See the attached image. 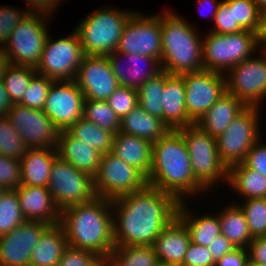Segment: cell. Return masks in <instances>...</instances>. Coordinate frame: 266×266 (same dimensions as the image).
I'll return each instance as SVG.
<instances>
[{
	"mask_svg": "<svg viewBox=\"0 0 266 266\" xmlns=\"http://www.w3.org/2000/svg\"><path fill=\"white\" fill-rule=\"evenodd\" d=\"M260 56L244 59L225 75L226 92L241 100L246 106L259 107L266 98V50ZM264 98V99H263Z\"/></svg>",
	"mask_w": 266,
	"mask_h": 266,
	"instance_id": "cell-12",
	"label": "cell"
},
{
	"mask_svg": "<svg viewBox=\"0 0 266 266\" xmlns=\"http://www.w3.org/2000/svg\"><path fill=\"white\" fill-rule=\"evenodd\" d=\"M246 107L241 100L226 92L200 118L196 125L205 133L217 138L224 133L230 123Z\"/></svg>",
	"mask_w": 266,
	"mask_h": 266,
	"instance_id": "cell-26",
	"label": "cell"
},
{
	"mask_svg": "<svg viewBox=\"0 0 266 266\" xmlns=\"http://www.w3.org/2000/svg\"><path fill=\"white\" fill-rule=\"evenodd\" d=\"M166 81V72L161 71L153 78L147 79L138 88L139 106L150 115L163 120L162 92Z\"/></svg>",
	"mask_w": 266,
	"mask_h": 266,
	"instance_id": "cell-35",
	"label": "cell"
},
{
	"mask_svg": "<svg viewBox=\"0 0 266 266\" xmlns=\"http://www.w3.org/2000/svg\"><path fill=\"white\" fill-rule=\"evenodd\" d=\"M252 1L257 5L260 11L266 9V0H252Z\"/></svg>",
	"mask_w": 266,
	"mask_h": 266,
	"instance_id": "cell-58",
	"label": "cell"
},
{
	"mask_svg": "<svg viewBox=\"0 0 266 266\" xmlns=\"http://www.w3.org/2000/svg\"><path fill=\"white\" fill-rule=\"evenodd\" d=\"M60 224L68 246L96 253L105 260L114 246L112 200L95 196L91 201L61 210Z\"/></svg>",
	"mask_w": 266,
	"mask_h": 266,
	"instance_id": "cell-3",
	"label": "cell"
},
{
	"mask_svg": "<svg viewBox=\"0 0 266 266\" xmlns=\"http://www.w3.org/2000/svg\"><path fill=\"white\" fill-rule=\"evenodd\" d=\"M116 51L149 56L160 61L162 35L159 14L146 15L135 10L124 26Z\"/></svg>",
	"mask_w": 266,
	"mask_h": 266,
	"instance_id": "cell-14",
	"label": "cell"
},
{
	"mask_svg": "<svg viewBox=\"0 0 266 266\" xmlns=\"http://www.w3.org/2000/svg\"><path fill=\"white\" fill-rule=\"evenodd\" d=\"M178 206L172 195L149 185L112 200L114 246L152 245Z\"/></svg>",
	"mask_w": 266,
	"mask_h": 266,
	"instance_id": "cell-1",
	"label": "cell"
},
{
	"mask_svg": "<svg viewBox=\"0 0 266 266\" xmlns=\"http://www.w3.org/2000/svg\"><path fill=\"white\" fill-rule=\"evenodd\" d=\"M15 192L26 221H40L49 225L60 223L61 210L48 187L21 185Z\"/></svg>",
	"mask_w": 266,
	"mask_h": 266,
	"instance_id": "cell-21",
	"label": "cell"
},
{
	"mask_svg": "<svg viewBox=\"0 0 266 266\" xmlns=\"http://www.w3.org/2000/svg\"><path fill=\"white\" fill-rule=\"evenodd\" d=\"M249 263L266 264V238L255 237L248 246Z\"/></svg>",
	"mask_w": 266,
	"mask_h": 266,
	"instance_id": "cell-51",
	"label": "cell"
},
{
	"mask_svg": "<svg viewBox=\"0 0 266 266\" xmlns=\"http://www.w3.org/2000/svg\"><path fill=\"white\" fill-rule=\"evenodd\" d=\"M190 243L187 227L176 217L159 233L152 246L160 264L181 266Z\"/></svg>",
	"mask_w": 266,
	"mask_h": 266,
	"instance_id": "cell-22",
	"label": "cell"
},
{
	"mask_svg": "<svg viewBox=\"0 0 266 266\" xmlns=\"http://www.w3.org/2000/svg\"><path fill=\"white\" fill-rule=\"evenodd\" d=\"M175 11L160 12L162 35V71L169 74L196 72L204 69L202 38L190 22ZM188 21V22H187Z\"/></svg>",
	"mask_w": 266,
	"mask_h": 266,
	"instance_id": "cell-4",
	"label": "cell"
},
{
	"mask_svg": "<svg viewBox=\"0 0 266 266\" xmlns=\"http://www.w3.org/2000/svg\"><path fill=\"white\" fill-rule=\"evenodd\" d=\"M221 3V0L220 1H218V0H198V3L197 4H199V6L202 8V6L203 7H206L207 6V8L208 9H210V15H211V18L213 19V21H214V17H215V15H216V13H217V10H218V7H219V4ZM205 5V6H204ZM200 9V8H199ZM206 9V8H205ZM202 10V9H201ZM209 11V10H208Z\"/></svg>",
	"mask_w": 266,
	"mask_h": 266,
	"instance_id": "cell-56",
	"label": "cell"
},
{
	"mask_svg": "<svg viewBox=\"0 0 266 266\" xmlns=\"http://www.w3.org/2000/svg\"><path fill=\"white\" fill-rule=\"evenodd\" d=\"M85 96L74 80L54 81L49 88L43 112L60 130H68L83 117Z\"/></svg>",
	"mask_w": 266,
	"mask_h": 266,
	"instance_id": "cell-17",
	"label": "cell"
},
{
	"mask_svg": "<svg viewBox=\"0 0 266 266\" xmlns=\"http://www.w3.org/2000/svg\"><path fill=\"white\" fill-rule=\"evenodd\" d=\"M69 36L51 39L49 34L40 61L35 68L38 74L54 81L74 80L85 56L79 36L75 30Z\"/></svg>",
	"mask_w": 266,
	"mask_h": 266,
	"instance_id": "cell-10",
	"label": "cell"
},
{
	"mask_svg": "<svg viewBox=\"0 0 266 266\" xmlns=\"http://www.w3.org/2000/svg\"><path fill=\"white\" fill-rule=\"evenodd\" d=\"M107 57L120 86L138 90L147 79L155 77L162 71L161 62L157 58L138 54H121L117 51L111 52ZM121 61H126L128 69H124L125 67H123ZM142 65H146L149 68L146 69L145 67L144 69Z\"/></svg>",
	"mask_w": 266,
	"mask_h": 266,
	"instance_id": "cell-20",
	"label": "cell"
},
{
	"mask_svg": "<svg viewBox=\"0 0 266 266\" xmlns=\"http://www.w3.org/2000/svg\"><path fill=\"white\" fill-rule=\"evenodd\" d=\"M49 224L25 221L0 236V266H30L31 253Z\"/></svg>",
	"mask_w": 266,
	"mask_h": 266,
	"instance_id": "cell-18",
	"label": "cell"
},
{
	"mask_svg": "<svg viewBox=\"0 0 266 266\" xmlns=\"http://www.w3.org/2000/svg\"><path fill=\"white\" fill-rule=\"evenodd\" d=\"M119 131L153 143L164 137L170 128L162 119L150 115L138 105L120 120Z\"/></svg>",
	"mask_w": 266,
	"mask_h": 266,
	"instance_id": "cell-28",
	"label": "cell"
},
{
	"mask_svg": "<svg viewBox=\"0 0 266 266\" xmlns=\"http://www.w3.org/2000/svg\"><path fill=\"white\" fill-rule=\"evenodd\" d=\"M73 137L96 149L101 154L112 151L114 134L81 117L67 130Z\"/></svg>",
	"mask_w": 266,
	"mask_h": 266,
	"instance_id": "cell-34",
	"label": "cell"
},
{
	"mask_svg": "<svg viewBox=\"0 0 266 266\" xmlns=\"http://www.w3.org/2000/svg\"><path fill=\"white\" fill-rule=\"evenodd\" d=\"M6 191V189L0 185V196Z\"/></svg>",
	"mask_w": 266,
	"mask_h": 266,
	"instance_id": "cell-61",
	"label": "cell"
},
{
	"mask_svg": "<svg viewBox=\"0 0 266 266\" xmlns=\"http://www.w3.org/2000/svg\"><path fill=\"white\" fill-rule=\"evenodd\" d=\"M258 47L266 48V9L259 12L258 26L255 32Z\"/></svg>",
	"mask_w": 266,
	"mask_h": 266,
	"instance_id": "cell-54",
	"label": "cell"
},
{
	"mask_svg": "<svg viewBox=\"0 0 266 266\" xmlns=\"http://www.w3.org/2000/svg\"><path fill=\"white\" fill-rule=\"evenodd\" d=\"M10 65L11 63L9 58L4 54V52L0 48V80H3L6 70Z\"/></svg>",
	"mask_w": 266,
	"mask_h": 266,
	"instance_id": "cell-57",
	"label": "cell"
},
{
	"mask_svg": "<svg viewBox=\"0 0 266 266\" xmlns=\"http://www.w3.org/2000/svg\"><path fill=\"white\" fill-rule=\"evenodd\" d=\"M138 90L120 86L106 100L120 120L139 105Z\"/></svg>",
	"mask_w": 266,
	"mask_h": 266,
	"instance_id": "cell-43",
	"label": "cell"
},
{
	"mask_svg": "<svg viewBox=\"0 0 266 266\" xmlns=\"http://www.w3.org/2000/svg\"><path fill=\"white\" fill-rule=\"evenodd\" d=\"M5 117L29 149L57 147L60 130L43 111L13 104Z\"/></svg>",
	"mask_w": 266,
	"mask_h": 266,
	"instance_id": "cell-15",
	"label": "cell"
},
{
	"mask_svg": "<svg viewBox=\"0 0 266 266\" xmlns=\"http://www.w3.org/2000/svg\"><path fill=\"white\" fill-rule=\"evenodd\" d=\"M177 131L186 143L195 179L208 192L217 182H227L228 168L219 157L216 138L205 133L196 124Z\"/></svg>",
	"mask_w": 266,
	"mask_h": 266,
	"instance_id": "cell-7",
	"label": "cell"
},
{
	"mask_svg": "<svg viewBox=\"0 0 266 266\" xmlns=\"http://www.w3.org/2000/svg\"><path fill=\"white\" fill-rule=\"evenodd\" d=\"M12 105L3 80H0V116H6Z\"/></svg>",
	"mask_w": 266,
	"mask_h": 266,
	"instance_id": "cell-55",
	"label": "cell"
},
{
	"mask_svg": "<svg viewBox=\"0 0 266 266\" xmlns=\"http://www.w3.org/2000/svg\"><path fill=\"white\" fill-rule=\"evenodd\" d=\"M181 266H215V261L206 246L191 242Z\"/></svg>",
	"mask_w": 266,
	"mask_h": 266,
	"instance_id": "cell-48",
	"label": "cell"
},
{
	"mask_svg": "<svg viewBox=\"0 0 266 266\" xmlns=\"http://www.w3.org/2000/svg\"><path fill=\"white\" fill-rule=\"evenodd\" d=\"M47 187L60 210L89 202L95 197L93 177L77 170L59 156L52 164Z\"/></svg>",
	"mask_w": 266,
	"mask_h": 266,
	"instance_id": "cell-13",
	"label": "cell"
},
{
	"mask_svg": "<svg viewBox=\"0 0 266 266\" xmlns=\"http://www.w3.org/2000/svg\"><path fill=\"white\" fill-rule=\"evenodd\" d=\"M83 117L114 135L119 132L120 118L105 100H85Z\"/></svg>",
	"mask_w": 266,
	"mask_h": 266,
	"instance_id": "cell-36",
	"label": "cell"
},
{
	"mask_svg": "<svg viewBox=\"0 0 266 266\" xmlns=\"http://www.w3.org/2000/svg\"><path fill=\"white\" fill-rule=\"evenodd\" d=\"M135 11L101 7L74 28L86 56H108L116 51L124 26Z\"/></svg>",
	"mask_w": 266,
	"mask_h": 266,
	"instance_id": "cell-5",
	"label": "cell"
},
{
	"mask_svg": "<svg viewBox=\"0 0 266 266\" xmlns=\"http://www.w3.org/2000/svg\"><path fill=\"white\" fill-rule=\"evenodd\" d=\"M247 248L236 247L215 262V266H249Z\"/></svg>",
	"mask_w": 266,
	"mask_h": 266,
	"instance_id": "cell-50",
	"label": "cell"
},
{
	"mask_svg": "<svg viewBox=\"0 0 266 266\" xmlns=\"http://www.w3.org/2000/svg\"><path fill=\"white\" fill-rule=\"evenodd\" d=\"M15 190H6L0 196V236L25 222Z\"/></svg>",
	"mask_w": 266,
	"mask_h": 266,
	"instance_id": "cell-38",
	"label": "cell"
},
{
	"mask_svg": "<svg viewBox=\"0 0 266 266\" xmlns=\"http://www.w3.org/2000/svg\"><path fill=\"white\" fill-rule=\"evenodd\" d=\"M33 67L10 65L3 77V83L8 93L12 104H18L27 87L30 84L31 78L36 74Z\"/></svg>",
	"mask_w": 266,
	"mask_h": 266,
	"instance_id": "cell-37",
	"label": "cell"
},
{
	"mask_svg": "<svg viewBox=\"0 0 266 266\" xmlns=\"http://www.w3.org/2000/svg\"><path fill=\"white\" fill-rule=\"evenodd\" d=\"M226 183L244 200L266 196V177L248 168L243 162L228 167Z\"/></svg>",
	"mask_w": 266,
	"mask_h": 266,
	"instance_id": "cell-31",
	"label": "cell"
},
{
	"mask_svg": "<svg viewBox=\"0 0 266 266\" xmlns=\"http://www.w3.org/2000/svg\"><path fill=\"white\" fill-rule=\"evenodd\" d=\"M85 100H107L120 87L107 56H84L74 79Z\"/></svg>",
	"mask_w": 266,
	"mask_h": 266,
	"instance_id": "cell-19",
	"label": "cell"
},
{
	"mask_svg": "<svg viewBox=\"0 0 266 266\" xmlns=\"http://www.w3.org/2000/svg\"><path fill=\"white\" fill-rule=\"evenodd\" d=\"M102 260L96 253L68 246L57 266H97Z\"/></svg>",
	"mask_w": 266,
	"mask_h": 266,
	"instance_id": "cell-47",
	"label": "cell"
},
{
	"mask_svg": "<svg viewBox=\"0 0 266 266\" xmlns=\"http://www.w3.org/2000/svg\"><path fill=\"white\" fill-rule=\"evenodd\" d=\"M207 248L216 262L224 254L231 252L236 247L223 234H220L210 243L209 246H207Z\"/></svg>",
	"mask_w": 266,
	"mask_h": 266,
	"instance_id": "cell-52",
	"label": "cell"
},
{
	"mask_svg": "<svg viewBox=\"0 0 266 266\" xmlns=\"http://www.w3.org/2000/svg\"><path fill=\"white\" fill-rule=\"evenodd\" d=\"M105 261L108 266H157L159 264L152 245L115 247Z\"/></svg>",
	"mask_w": 266,
	"mask_h": 266,
	"instance_id": "cell-33",
	"label": "cell"
},
{
	"mask_svg": "<svg viewBox=\"0 0 266 266\" xmlns=\"http://www.w3.org/2000/svg\"><path fill=\"white\" fill-rule=\"evenodd\" d=\"M163 121L170 130L194 125L186 112L185 82L182 75L166 72L162 92Z\"/></svg>",
	"mask_w": 266,
	"mask_h": 266,
	"instance_id": "cell-23",
	"label": "cell"
},
{
	"mask_svg": "<svg viewBox=\"0 0 266 266\" xmlns=\"http://www.w3.org/2000/svg\"><path fill=\"white\" fill-rule=\"evenodd\" d=\"M29 148L5 116H0V155L20 159Z\"/></svg>",
	"mask_w": 266,
	"mask_h": 266,
	"instance_id": "cell-40",
	"label": "cell"
},
{
	"mask_svg": "<svg viewBox=\"0 0 266 266\" xmlns=\"http://www.w3.org/2000/svg\"><path fill=\"white\" fill-rule=\"evenodd\" d=\"M53 82V79H49L44 75L36 73L31 78L30 84L18 104L31 109L43 111L49 88Z\"/></svg>",
	"mask_w": 266,
	"mask_h": 266,
	"instance_id": "cell-41",
	"label": "cell"
},
{
	"mask_svg": "<svg viewBox=\"0 0 266 266\" xmlns=\"http://www.w3.org/2000/svg\"><path fill=\"white\" fill-rule=\"evenodd\" d=\"M243 163L266 177V144L259 139L247 153Z\"/></svg>",
	"mask_w": 266,
	"mask_h": 266,
	"instance_id": "cell-49",
	"label": "cell"
},
{
	"mask_svg": "<svg viewBox=\"0 0 266 266\" xmlns=\"http://www.w3.org/2000/svg\"><path fill=\"white\" fill-rule=\"evenodd\" d=\"M181 75L185 82L186 112L196 124L226 93L225 75L205 69Z\"/></svg>",
	"mask_w": 266,
	"mask_h": 266,
	"instance_id": "cell-16",
	"label": "cell"
},
{
	"mask_svg": "<svg viewBox=\"0 0 266 266\" xmlns=\"http://www.w3.org/2000/svg\"><path fill=\"white\" fill-rule=\"evenodd\" d=\"M57 157L56 148L28 149L20 158L22 185L47 187Z\"/></svg>",
	"mask_w": 266,
	"mask_h": 266,
	"instance_id": "cell-27",
	"label": "cell"
},
{
	"mask_svg": "<svg viewBox=\"0 0 266 266\" xmlns=\"http://www.w3.org/2000/svg\"><path fill=\"white\" fill-rule=\"evenodd\" d=\"M207 33L202 38V63L205 70L226 74L233 66L261 49L255 33L249 30L230 34Z\"/></svg>",
	"mask_w": 266,
	"mask_h": 266,
	"instance_id": "cell-6",
	"label": "cell"
},
{
	"mask_svg": "<svg viewBox=\"0 0 266 266\" xmlns=\"http://www.w3.org/2000/svg\"><path fill=\"white\" fill-rule=\"evenodd\" d=\"M56 149L58 156L77 170L86 172L91 177L97 174L102 154L73 137L67 130L60 131Z\"/></svg>",
	"mask_w": 266,
	"mask_h": 266,
	"instance_id": "cell-24",
	"label": "cell"
},
{
	"mask_svg": "<svg viewBox=\"0 0 266 266\" xmlns=\"http://www.w3.org/2000/svg\"><path fill=\"white\" fill-rule=\"evenodd\" d=\"M146 180L147 185L172 195L179 203L207 191L195 179L186 143L177 130H170L153 142L152 163Z\"/></svg>",
	"mask_w": 266,
	"mask_h": 266,
	"instance_id": "cell-2",
	"label": "cell"
},
{
	"mask_svg": "<svg viewBox=\"0 0 266 266\" xmlns=\"http://www.w3.org/2000/svg\"><path fill=\"white\" fill-rule=\"evenodd\" d=\"M230 8H233L234 25L256 32L260 10L252 0H230Z\"/></svg>",
	"mask_w": 266,
	"mask_h": 266,
	"instance_id": "cell-42",
	"label": "cell"
},
{
	"mask_svg": "<svg viewBox=\"0 0 266 266\" xmlns=\"http://www.w3.org/2000/svg\"><path fill=\"white\" fill-rule=\"evenodd\" d=\"M224 210L218 213L221 234L235 247L248 248L253 240L242 209L235 203H227Z\"/></svg>",
	"mask_w": 266,
	"mask_h": 266,
	"instance_id": "cell-32",
	"label": "cell"
},
{
	"mask_svg": "<svg viewBox=\"0 0 266 266\" xmlns=\"http://www.w3.org/2000/svg\"><path fill=\"white\" fill-rule=\"evenodd\" d=\"M249 266H266V264H262V263H249Z\"/></svg>",
	"mask_w": 266,
	"mask_h": 266,
	"instance_id": "cell-59",
	"label": "cell"
},
{
	"mask_svg": "<svg viewBox=\"0 0 266 266\" xmlns=\"http://www.w3.org/2000/svg\"><path fill=\"white\" fill-rule=\"evenodd\" d=\"M260 108L247 106L216 138L219 157L227 168L243 162L252 146L261 139Z\"/></svg>",
	"mask_w": 266,
	"mask_h": 266,
	"instance_id": "cell-9",
	"label": "cell"
},
{
	"mask_svg": "<svg viewBox=\"0 0 266 266\" xmlns=\"http://www.w3.org/2000/svg\"><path fill=\"white\" fill-rule=\"evenodd\" d=\"M0 185L15 190L22 185L20 159L0 155Z\"/></svg>",
	"mask_w": 266,
	"mask_h": 266,
	"instance_id": "cell-44",
	"label": "cell"
},
{
	"mask_svg": "<svg viewBox=\"0 0 266 266\" xmlns=\"http://www.w3.org/2000/svg\"><path fill=\"white\" fill-rule=\"evenodd\" d=\"M152 145L147 139L119 131L114 135L111 152L147 179L152 163Z\"/></svg>",
	"mask_w": 266,
	"mask_h": 266,
	"instance_id": "cell-25",
	"label": "cell"
},
{
	"mask_svg": "<svg viewBox=\"0 0 266 266\" xmlns=\"http://www.w3.org/2000/svg\"><path fill=\"white\" fill-rule=\"evenodd\" d=\"M146 185V178L137 169L112 152L101 155L97 174L93 177L95 196L114 200L140 191Z\"/></svg>",
	"mask_w": 266,
	"mask_h": 266,
	"instance_id": "cell-11",
	"label": "cell"
},
{
	"mask_svg": "<svg viewBox=\"0 0 266 266\" xmlns=\"http://www.w3.org/2000/svg\"><path fill=\"white\" fill-rule=\"evenodd\" d=\"M186 201L180 202L177 209V217L187 227L191 242L200 246H209L214 239L221 234L218 214L194 216L188 208Z\"/></svg>",
	"mask_w": 266,
	"mask_h": 266,
	"instance_id": "cell-30",
	"label": "cell"
},
{
	"mask_svg": "<svg viewBox=\"0 0 266 266\" xmlns=\"http://www.w3.org/2000/svg\"><path fill=\"white\" fill-rule=\"evenodd\" d=\"M157 266H175V265H165V264H158Z\"/></svg>",
	"mask_w": 266,
	"mask_h": 266,
	"instance_id": "cell-62",
	"label": "cell"
},
{
	"mask_svg": "<svg viewBox=\"0 0 266 266\" xmlns=\"http://www.w3.org/2000/svg\"><path fill=\"white\" fill-rule=\"evenodd\" d=\"M97 266H108L105 260H102Z\"/></svg>",
	"mask_w": 266,
	"mask_h": 266,
	"instance_id": "cell-60",
	"label": "cell"
},
{
	"mask_svg": "<svg viewBox=\"0 0 266 266\" xmlns=\"http://www.w3.org/2000/svg\"><path fill=\"white\" fill-rule=\"evenodd\" d=\"M67 247L68 242L62 225H50L32 250L30 266H57Z\"/></svg>",
	"mask_w": 266,
	"mask_h": 266,
	"instance_id": "cell-29",
	"label": "cell"
},
{
	"mask_svg": "<svg viewBox=\"0 0 266 266\" xmlns=\"http://www.w3.org/2000/svg\"><path fill=\"white\" fill-rule=\"evenodd\" d=\"M237 205L242 209L252 238L266 235V201L264 198L245 199Z\"/></svg>",
	"mask_w": 266,
	"mask_h": 266,
	"instance_id": "cell-39",
	"label": "cell"
},
{
	"mask_svg": "<svg viewBox=\"0 0 266 266\" xmlns=\"http://www.w3.org/2000/svg\"><path fill=\"white\" fill-rule=\"evenodd\" d=\"M29 13L27 9L20 11L18 8L0 5V48L7 42L18 23Z\"/></svg>",
	"mask_w": 266,
	"mask_h": 266,
	"instance_id": "cell-45",
	"label": "cell"
},
{
	"mask_svg": "<svg viewBox=\"0 0 266 266\" xmlns=\"http://www.w3.org/2000/svg\"><path fill=\"white\" fill-rule=\"evenodd\" d=\"M50 17L30 12L18 23L1 48L12 65L37 67L49 35L46 22H49Z\"/></svg>",
	"mask_w": 266,
	"mask_h": 266,
	"instance_id": "cell-8",
	"label": "cell"
},
{
	"mask_svg": "<svg viewBox=\"0 0 266 266\" xmlns=\"http://www.w3.org/2000/svg\"><path fill=\"white\" fill-rule=\"evenodd\" d=\"M29 12H38L51 16L60 5V0H25ZM54 10V11H53Z\"/></svg>",
	"mask_w": 266,
	"mask_h": 266,
	"instance_id": "cell-53",
	"label": "cell"
},
{
	"mask_svg": "<svg viewBox=\"0 0 266 266\" xmlns=\"http://www.w3.org/2000/svg\"><path fill=\"white\" fill-rule=\"evenodd\" d=\"M213 22V28L209 31L212 33L230 34L244 30L240 25H234L233 8H230V0L221 1Z\"/></svg>",
	"mask_w": 266,
	"mask_h": 266,
	"instance_id": "cell-46",
	"label": "cell"
}]
</instances>
